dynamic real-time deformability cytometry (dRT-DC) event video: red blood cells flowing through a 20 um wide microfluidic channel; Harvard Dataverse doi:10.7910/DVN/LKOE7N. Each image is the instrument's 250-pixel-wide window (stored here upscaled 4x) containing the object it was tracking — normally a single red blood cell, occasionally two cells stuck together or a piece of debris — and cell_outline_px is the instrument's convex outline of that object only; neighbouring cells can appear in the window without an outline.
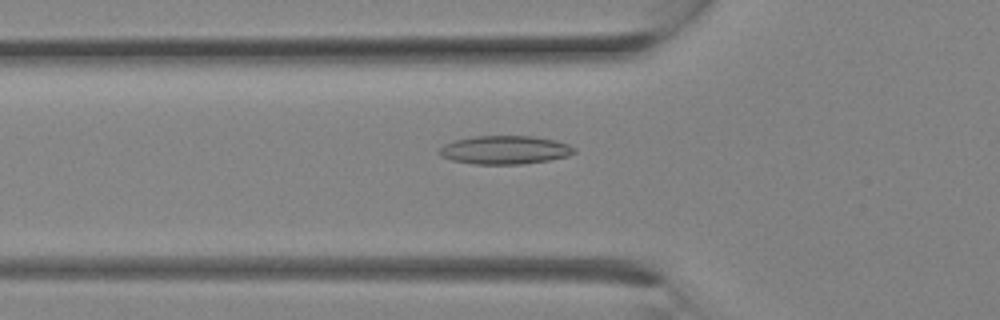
{"species": "Egyptian fruit bat (a non-hibernating species)", "species_latin": "Rousettus aegyptiacus", "temperature_condition": "room temperature", "stored_images_in_passage": 14, "camera_frame_rate_fps": 3000, "um_per_image_px": 0.085, "animal": {"sex": "female"}, "frame": {"image": 1, "passage_image": 10, "time_ms": 3.0, "image_size_px": [1000, 320], "cell_outline_px": [[576, 152], [568, 156], [548, 160], [524, 164], [472, 164], [452, 160], [440, 156], [436, 152], [444, 144], [456, 140], [476, 136], [532, 136], [556, 140], [568, 144], [576, 148]], "centroid_in_image_um": [42.91, 12.75], "position_along_channel_um": 82.9, "area_um2": 22.48}}
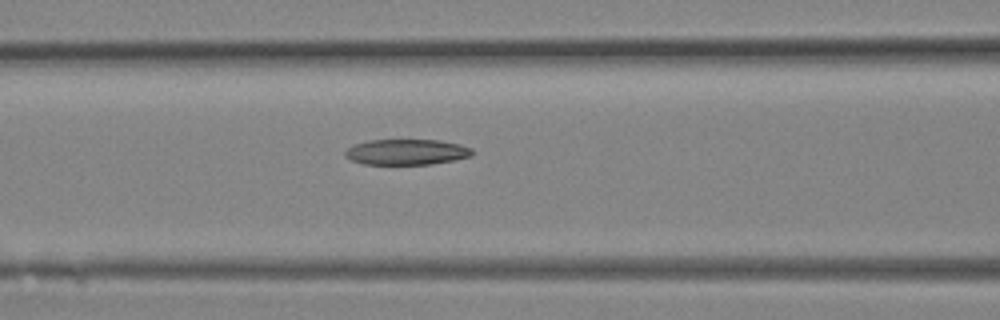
{"frame": {"image": 2, "passage_image": 12, "time_ms": 3.667, "image_size_px": [1000, 320], "cell_outline_px": [[472, 156], [432, 164], [364, 164], [348, 160], [344, 156], [344, 152], [352, 144], [368, 140], [440, 140], [460, 144], [472, 148]], "centroid_in_image_um": [34.51, 12.92], "position_along_channel_um": 132.1, "area_um2": 19.13}}
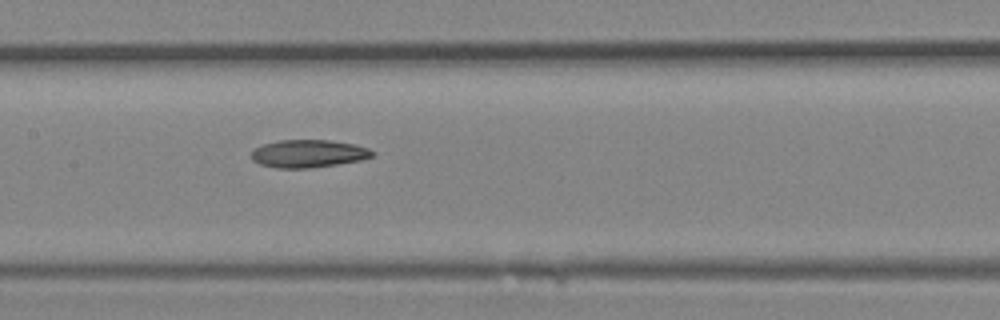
{"frame": {"image": 3, "passage_image": 14, "time_ms": 4.333, "image_size_px": [1000, 320], "cell_outline_px": [[376, 152], [372, 156], [360, 160], [336, 164], [308, 168], [276, 168], [260, 164], [252, 160], [252, 152], [256, 148], [264, 144], [280, 140], [328, 140], [356, 144], [368, 148]], "centroid_in_image_um": [26.23, 13.05], "position_along_channel_um": 181.2, "area_um2": 19.42}}